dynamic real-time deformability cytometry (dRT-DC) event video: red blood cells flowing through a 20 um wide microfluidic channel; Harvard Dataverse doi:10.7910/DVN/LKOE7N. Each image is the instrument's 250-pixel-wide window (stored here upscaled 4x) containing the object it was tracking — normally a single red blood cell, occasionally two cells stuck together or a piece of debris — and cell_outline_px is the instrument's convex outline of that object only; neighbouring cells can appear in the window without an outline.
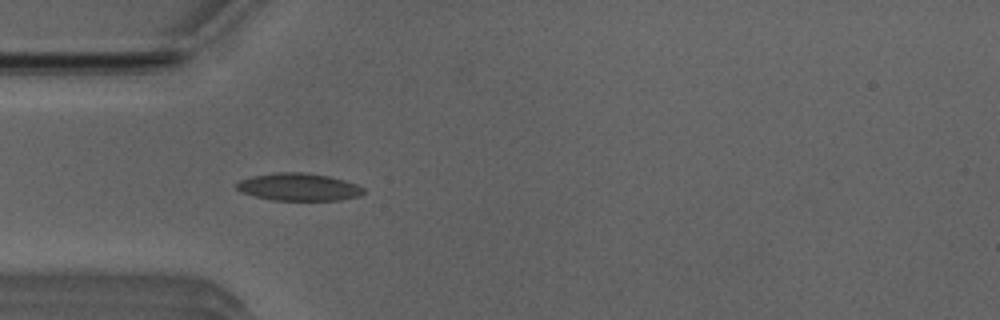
{"species": "Egyptian fruit bat (a non-hibernating species)", "species_latin": "Rousettus aegyptiacus", "temperature_condition": "room temperature", "stored_images_in_passage": 10, "camera_frame_rate_fps": 3000, "um_per_image_px": 0.085, "animal": {"sex": "male"}, "frame": {"image": 1, "passage_image": 10, "time_ms": 3.0, "image_size_px": [1000, 320], "cell_outline_px": [[364, 192], [360, 196], [340, 200], [272, 200], [240, 192], [236, 188], [236, 184], [240, 180], [252, 176], [276, 172], [300, 172], [328, 176], [344, 180], [356, 184], [364, 188]], "centroid_in_image_um": [25.38, 15.89], "position_along_channel_um": 59.6, "area_um2": 20.29}}